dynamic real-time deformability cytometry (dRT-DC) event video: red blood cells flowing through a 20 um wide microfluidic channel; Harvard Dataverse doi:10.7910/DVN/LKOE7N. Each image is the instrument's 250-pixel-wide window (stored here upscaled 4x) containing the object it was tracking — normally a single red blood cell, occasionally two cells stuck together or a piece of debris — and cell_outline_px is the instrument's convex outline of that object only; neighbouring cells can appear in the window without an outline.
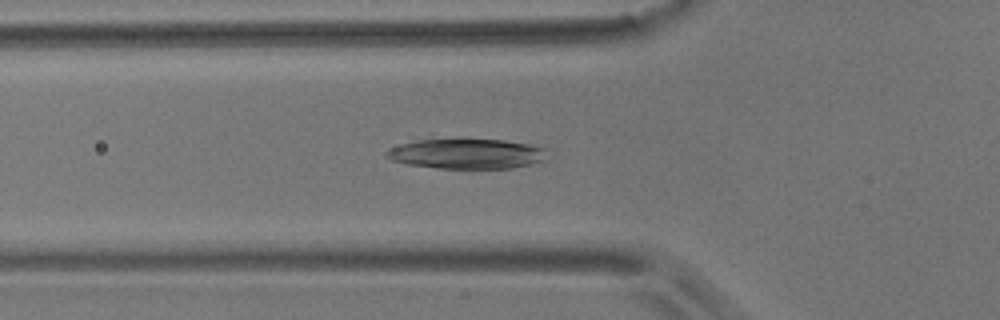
{"species": "common noctule bat (a hibernating species)", "species_latin": "Nyctalus noctula", "temperature_condition": "room temperature", "stored_images_in_passage": 46, "camera_frame_rate_fps": 3000, "um_per_image_px": 0.085, "animal": {"sex": "male", "body_mass_g": 17.9}, "frame": {"image": 1, "passage_image": 14, "time_ms": 4.333, "image_size_px": [1000, 320], "cell_outline_px": [[552, 148], [548, 160], [532, 164], [512, 168], [436, 168], [408, 164], [392, 160], [384, 156], [384, 152], [392, 148], [404, 144], [420, 140], [504, 140]], "centroid_in_image_um": [39.83, 13.08], "position_along_channel_um": 86.0, "area_um2": 28.21}}
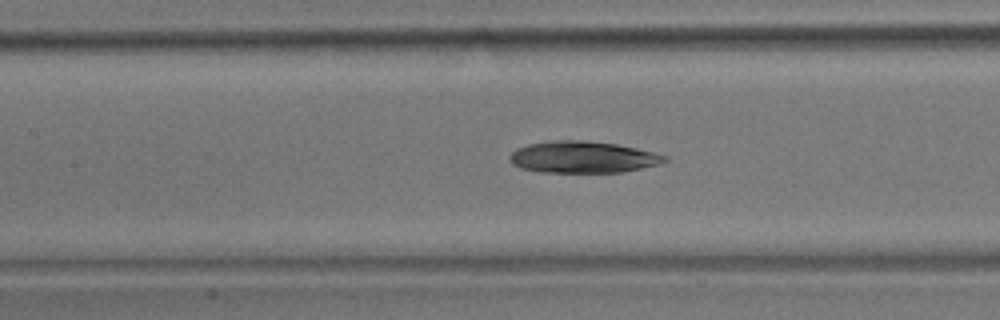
{"frame": {"image": 2, "passage_image": 20, "time_ms": 6.333, "image_size_px": [1000, 320], "cell_outline_px": [[668, 160], [660, 164], [620, 172], [540, 172], [520, 168], [512, 164], [508, 160], [508, 156], [516, 148], [528, 144], [552, 140], [588, 140], [616, 144], [636, 148], [668, 156]], "centroid_in_image_um": [49.49, 13.35], "position_along_channel_um": 157.9, "area_um2": 28.73}}
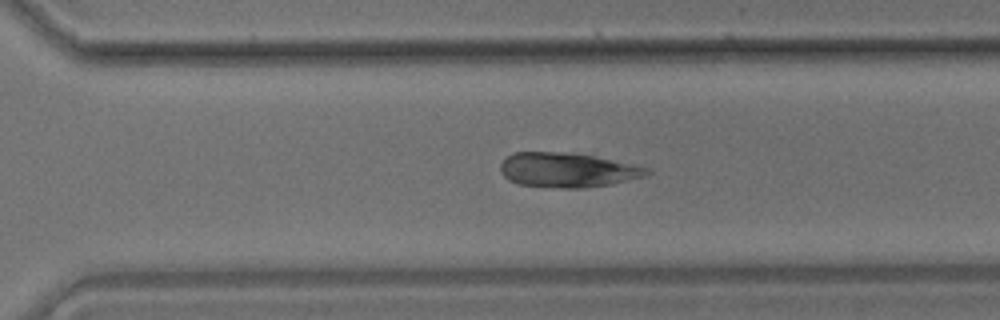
{"frame": {"image": 3, "passage_image": 34, "time_ms": 11.0, "image_size_px": [1000, 320], "cell_outline_px": [[652, 172], [644, 176], [608, 184], [584, 188], [564, 188], [520, 184], [508, 180], [500, 172], [500, 164], [512, 152], [576, 152], [632, 164], [648, 168]], "centroid_in_image_um": [48.2, 14.43], "position_along_channel_um": 322.4, "area_um2": 29.36}, "authors_computed_cell_mechanics": {"area_um2": 29.3913, "velocity_mm_per_s": 3.5317, "shape_relaxation_time_tau1_ms": 6.9305, "shape_relaxation_time_tau2_ms": 2.1939, "deformation_change_tau1": 0.129, "deformation_change_tau2": 0.059}}